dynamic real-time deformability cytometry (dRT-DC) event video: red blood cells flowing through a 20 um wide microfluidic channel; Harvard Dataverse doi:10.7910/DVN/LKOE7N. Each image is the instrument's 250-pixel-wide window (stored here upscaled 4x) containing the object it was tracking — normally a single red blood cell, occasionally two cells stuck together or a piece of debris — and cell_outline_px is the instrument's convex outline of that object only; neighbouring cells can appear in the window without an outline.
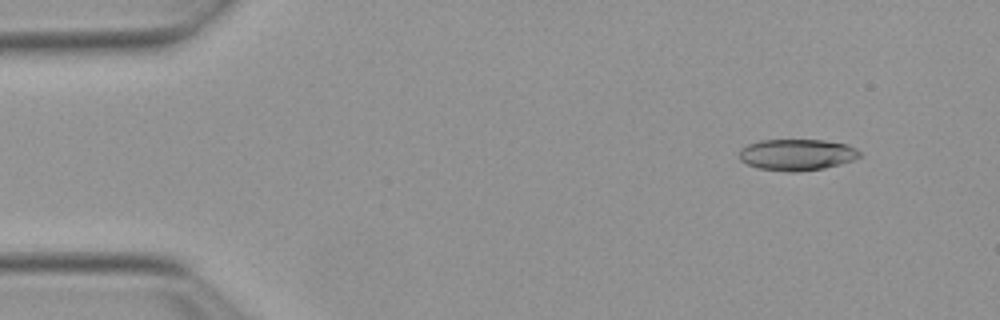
{"species": "Egyptian fruit bat (a non-hibernating species)", "species_latin": "Rousettus aegyptiacus", "temperature_condition": "warm", "stored_images_in_passage": 52, "camera_frame_rate_fps": 3000, "um_per_image_px": 0.085, "animal": {"sex": "female"}, "frame": {"image": 1, "passage_image": 5, "time_ms": 1.333, "image_size_px": [1000, 320], "cell_outline_px": [[860, 156], [852, 160], [840, 164], [824, 168], [796, 172], [788, 172], [760, 168], [748, 164], [740, 160], [740, 148], [748, 144], [760, 140], [824, 140], [848, 144], [856, 148], [860, 152]], "centroid_in_image_um": [67.74, 13.14], "position_along_channel_um": 17.3, "area_um2": 21.96}}
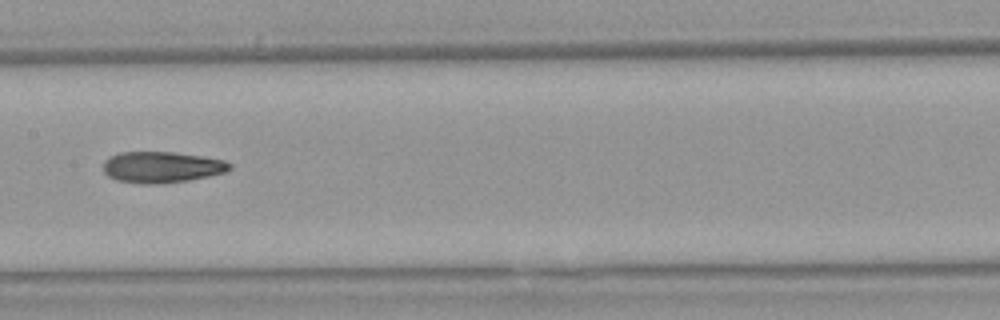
{"frame": {"image": 2, "passage_image": 26, "time_ms": 8.333, "image_size_px": [1000, 320], "cell_outline_px": [[232, 168], [224, 172], [208, 176], [188, 180], [160, 184], [140, 184], [116, 180], [108, 176], [104, 172], [104, 160], [108, 156], [120, 152], [172, 152], [200, 156], [224, 160], [232, 164]], "centroid_in_image_um": [13.71, 14.21], "position_along_channel_um": 193.7, "area_um2": 23.0}}
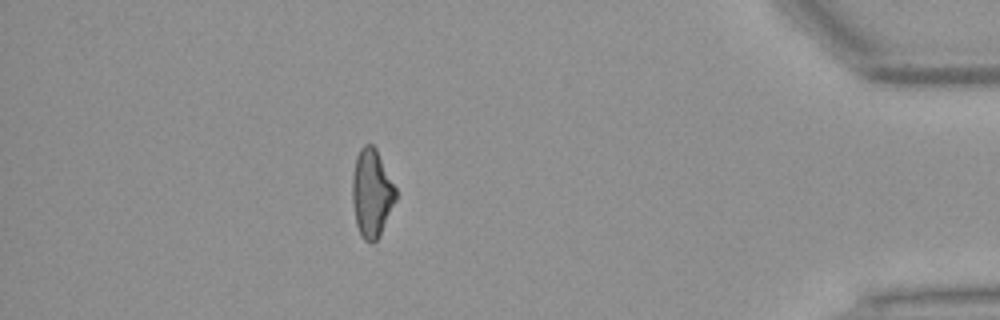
{"frame": {"image": 3, "passage_image": 46, "time_ms": 15.0, "image_size_px": [1000, 320], "cell_outline_px": [[396, 200], [376, 240], [372, 244], [364, 240], [360, 236], [356, 224], [352, 200], [352, 176], [356, 156], [360, 148], [364, 144], [372, 144], [376, 148], [396, 188]], "centroid_in_image_um": [31.57, 16.4], "position_along_channel_um": 403.6, "area_um2": 22.2}, "authors_computed_cell_mechanics": {"area_um2": 22.5998, "velocity_mm_per_s": 3.8727, "shape_relaxation_time_tau1_ms": 10.9507, "shape_relaxation_time_tau2_ms": 5.821, "deformation_change_tau1": 0.2593, "deformation_change_tau2": 0.1653}}